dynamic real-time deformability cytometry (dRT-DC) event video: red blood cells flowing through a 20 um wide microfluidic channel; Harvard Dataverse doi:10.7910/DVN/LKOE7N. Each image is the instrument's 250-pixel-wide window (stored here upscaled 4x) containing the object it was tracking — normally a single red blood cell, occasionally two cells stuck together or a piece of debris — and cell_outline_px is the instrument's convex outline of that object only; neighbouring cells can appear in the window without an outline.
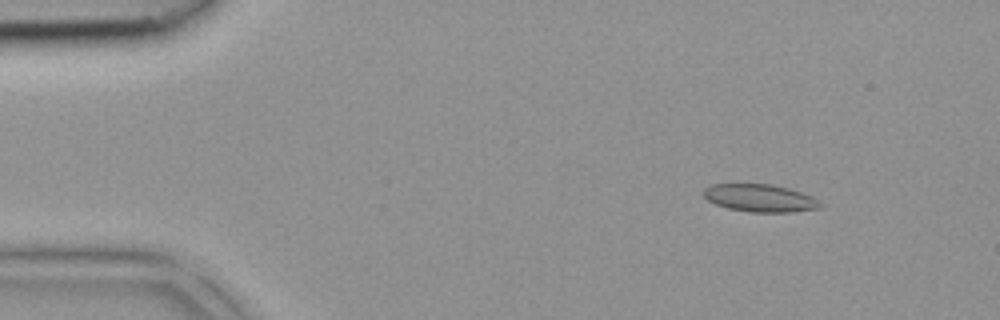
{"species": "common noctule bat (a hibernating species)", "species_latin": "Nyctalus noctula", "temperature_condition": "room temperature", "stored_images_in_passage": 41, "camera_frame_rate_fps": 3000, "um_per_image_px": 0.085, "animal": {"sex": "female", "body_mass_g": 18.4}, "frame": {"image": 1, "passage_image": 5, "time_ms": 1.333, "image_size_px": [1000, 320], "cell_outline_px": [[820, 208], [792, 212], [748, 212], [728, 208], [716, 204], [708, 200], [704, 196], [704, 188], [708, 184], [772, 184], [788, 188], [812, 196], [820, 204]], "centroid_in_image_um": [64.56, 16.83], "position_along_channel_um": 20.4, "area_um2": 18.67}}
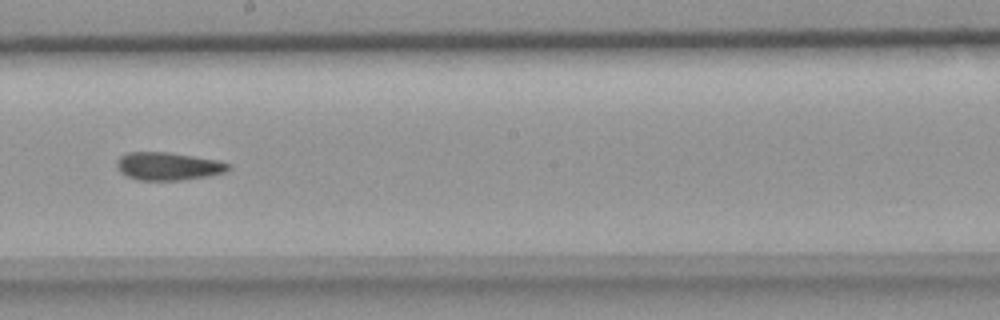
{"frame": {"image": 2, "passage_image": 23, "time_ms": 7.333, "image_size_px": [1000, 320], "cell_outline_px": [[232, 168], [224, 172], [208, 176], [180, 180], [140, 180], [128, 176], [120, 172], [116, 168], [116, 160], [120, 156], [128, 152], [168, 152], [220, 160], [228, 164]], "centroid_in_image_um": [14.28, 14.12], "position_along_channel_um": 233.9, "area_um2": 18.21}}
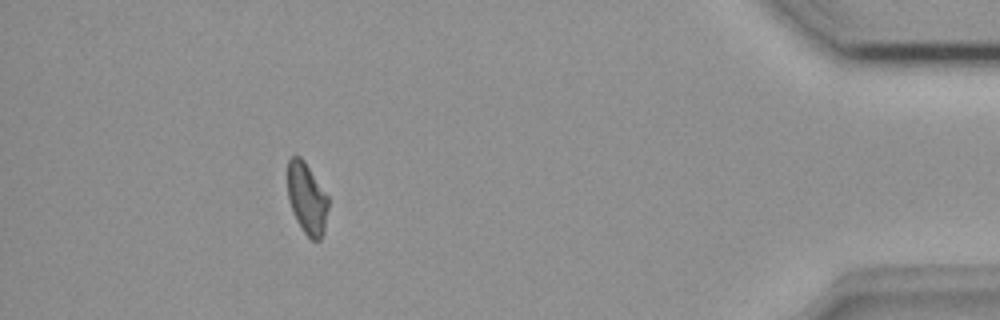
{"frame": {"image": 3, "passage_image": 37, "time_ms": 12.0, "image_size_px": [1000, 320], "cell_outline_px": [[328, 208], [324, 232], [320, 240], [312, 240], [304, 232], [296, 220], [288, 200], [288, 160], [292, 156], [300, 156], [304, 160], [328, 196]], "centroid_in_image_um": [26.09, 16.87], "position_along_channel_um": 409.1, "area_um2": 16.88}}